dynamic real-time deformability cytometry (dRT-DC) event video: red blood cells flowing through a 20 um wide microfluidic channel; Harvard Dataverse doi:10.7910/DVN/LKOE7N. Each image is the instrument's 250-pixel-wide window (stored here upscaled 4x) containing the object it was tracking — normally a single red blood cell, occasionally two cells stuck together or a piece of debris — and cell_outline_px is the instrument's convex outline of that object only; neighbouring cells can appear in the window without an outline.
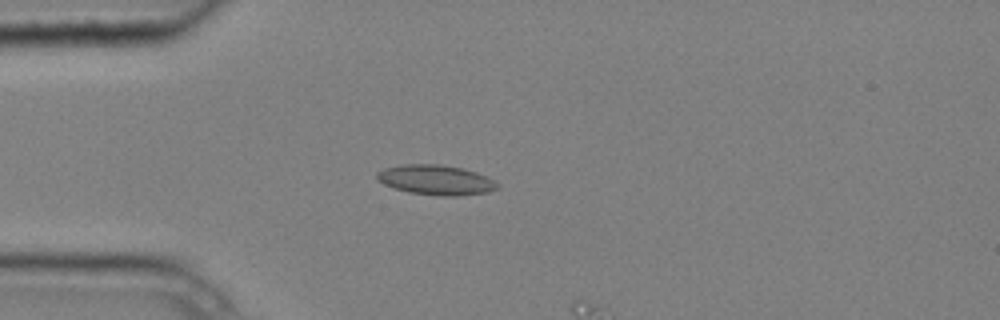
{"species": "common noctule bat (a hibernating species)", "species_latin": "Nyctalus noctula", "temperature_condition": "cold", "stored_images_in_passage": 7, "camera_frame_rate_fps": 3000, "um_per_image_px": 0.085, "animal": {"sex": "male", "body_mass_g": 20.4}, "frame": {"image": 1, "passage_image": 5, "time_ms": 1.333, "image_size_px": [1000, 320], "cell_outline_px": [[500, 188], [488, 192], [456, 196], [440, 196], [408, 192], [392, 188], [376, 180], [376, 172], [384, 168], [400, 164], [440, 164], [464, 168], [476, 172], [500, 184]], "centroid_in_image_um": [37.02, 15.29], "position_along_channel_um": 48.0, "area_um2": 21.27}}